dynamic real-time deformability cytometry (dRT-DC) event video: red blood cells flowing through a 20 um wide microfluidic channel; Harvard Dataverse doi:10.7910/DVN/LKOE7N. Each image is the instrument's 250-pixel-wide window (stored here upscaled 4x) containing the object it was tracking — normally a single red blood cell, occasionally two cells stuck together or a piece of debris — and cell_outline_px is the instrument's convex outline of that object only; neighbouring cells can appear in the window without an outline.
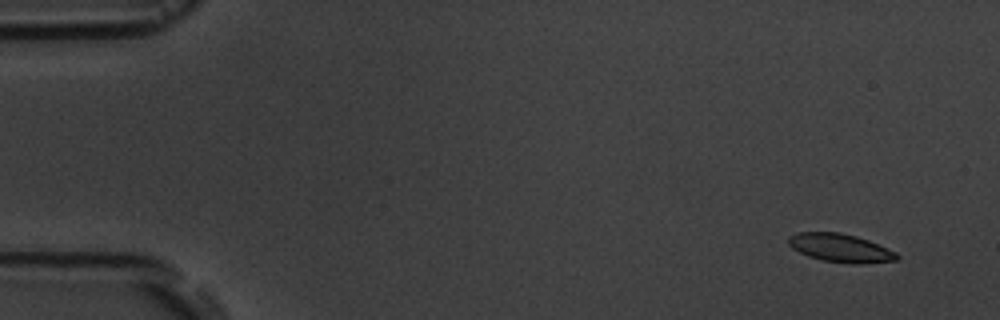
{"species": "common noctule bat (a hibernating species)", "species_latin": "Nyctalus noctula", "temperature_condition": "room temperature", "stored_images_in_passage": 6, "camera_frame_rate_fps": 3000, "um_per_image_px": 0.085, "animal": {"sex": "male", "body_mass_g": 19.5, "forearm_length_mm": 54.6}, "frame": {"image": 1, "passage_image": 1, "time_ms": 0.0, "image_size_px": [1000, 320], "cell_outline_px": [[900, 260], [860, 264], [852, 264], [824, 260], [808, 256], [792, 248], [788, 244], [788, 236], [796, 232], [840, 232], [856, 236], [868, 240], [896, 252], [900, 256]], "centroid_in_image_um": [71.44, 21.07], "position_along_channel_um": 13.6, "area_um2": 17.98}}
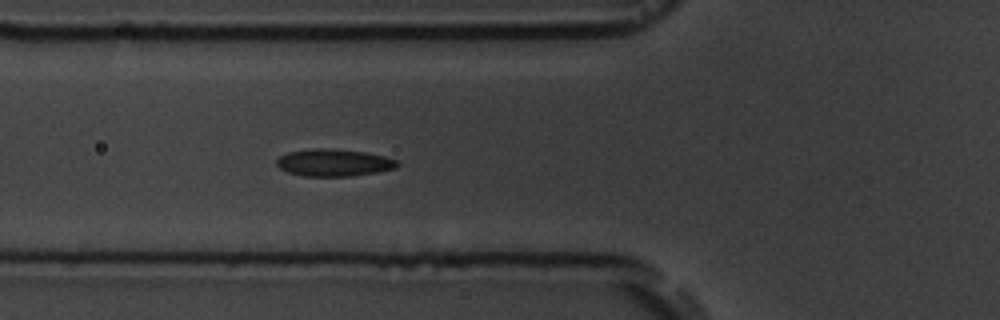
{"frame": {"image": 2, "passage_image": 6, "time_ms": 5.667, "image_size_px": [1000, 320], "cell_outline_px": [[400, 164], [396, 168], [376, 172], [352, 176], [304, 176], [288, 172], [280, 168], [276, 164], [276, 160], [280, 156], [288, 152], [316, 148], [324, 148], [364, 152], [384, 156], [396, 160]], "centroid_in_image_um": [28.37, 13.83], "position_along_channel_um": 97.4, "area_um2": 18.96}}